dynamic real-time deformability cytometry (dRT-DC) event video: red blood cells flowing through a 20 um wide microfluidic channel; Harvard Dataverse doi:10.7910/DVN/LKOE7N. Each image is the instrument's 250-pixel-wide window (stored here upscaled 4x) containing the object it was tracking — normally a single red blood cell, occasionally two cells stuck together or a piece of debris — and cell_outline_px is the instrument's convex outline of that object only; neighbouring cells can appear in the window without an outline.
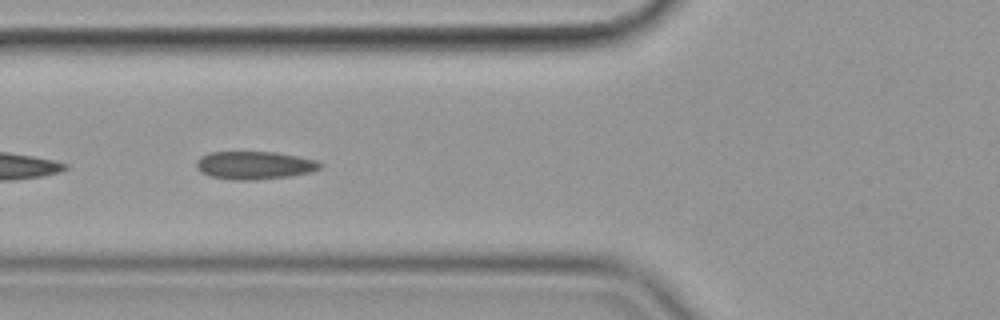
{"species": "common noctule bat (a hibernating species)", "species_latin": "Nyctalus noctula", "temperature_condition": "cold", "stored_images_in_passage": 36, "camera_frame_rate_fps": 3000, "um_per_image_px": 0.085, "animal": {"sex": "female", "body_mass_g": 19.9}, "frame": {"image": 1, "passage_image": 9, "time_ms": 2.667, "image_size_px": [1000, 320], "cell_outline_px": [[320, 168], [312, 172], [288, 176], [252, 180], [232, 180], [208, 176], [200, 172], [196, 168], [196, 160], [200, 156], [208, 152], [276, 152], [316, 160], [320, 164]], "centroid_in_image_um": [21.55, 14.05], "position_along_channel_um": 104.2, "area_um2": 20.23}}
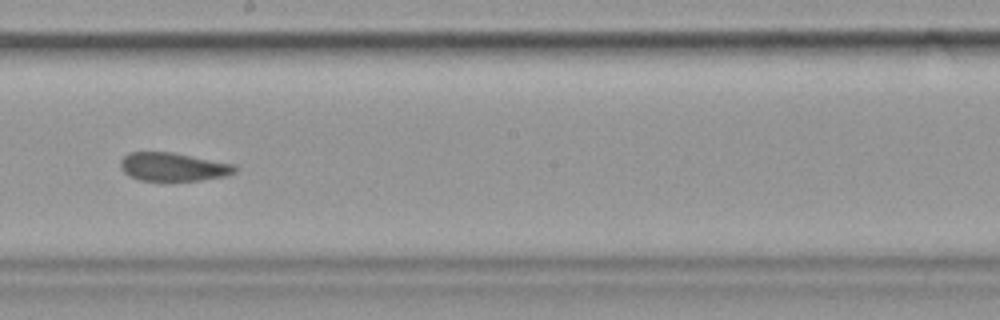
{"frame": {"image": 2, "passage_image": 20, "time_ms": 6.333, "image_size_px": [1000, 320], "cell_outline_px": [[236, 172], [224, 176], [200, 180], [140, 180], [128, 176], [120, 168], [120, 160], [128, 152], [172, 152], [236, 164]], "centroid_in_image_um": [14.7, 14.17], "position_along_channel_um": 233.5, "area_um2": 18.96}}
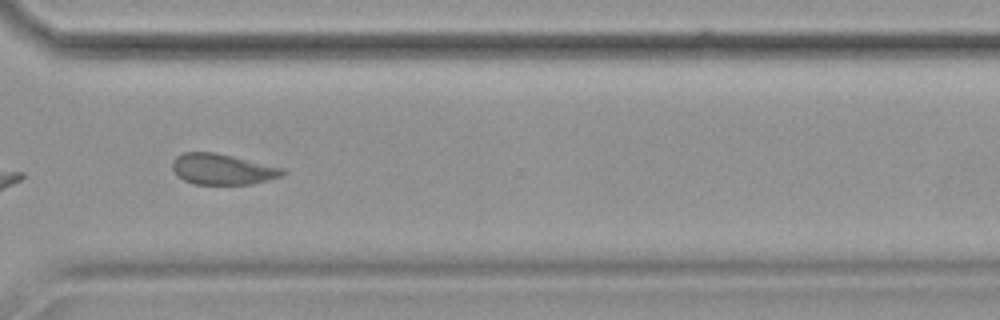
{"frame": {"image": 3, "passage_image": 30, "time_ms": 9.667, "image_size_px": [1000, 320], "cell_outline_px": [[288, 172], [284, 176], [252, 184], [196, 184], [184, 180], [172, 168], [172, 160], [176, 156], [184, 152], [216, 152], [284, 168]], "centroid_in_image_um": [18.95, 14.38], "position_along_channel_um": 351.6, "area_um2": 19.83}, "authors_computed_cell_mechanics": {"area_um2": 19.9121, "velocity_mm_per_s": 3.5355, "shape_relaxation_time_tau1_ms": null, "shape_relaxation_time_tau2_ms": 2.5674, "deformation_change_tau1": null, "deformation_change_tau2": 0.0743}}